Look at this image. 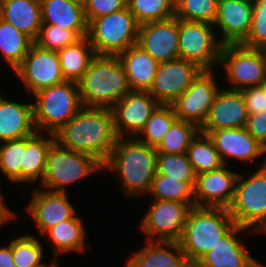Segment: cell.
Returning a JSON list of instances; mask_svg holds the SVG:
<instances>
[{
	"label": "cell",
	"mask_w": 266,
	"mask_h": 267,
	"mask_svg": "<svg viewBox=\"0 0 266 267\" xmlns=\"http://www.w3.org/2000/svg\"><path fill=\"white\" fill-rule=\"evenodd\" d=\"M54 137L60 146L91 155L102 165L119 138L111 109L85 106L55 132Z\"/></svg>",
	"instance_id": "obj_1"
},
{
	"label": "cell",
	"mask_w": 266,
	"mask_h": 267,
	"mask_svg": "<svg viewBox=\"0 0 266 267\" xmlns=\"http://www.w3.org/2000/svg\"><path fill=\"white\" fill-rule=\"evenodd\" d=\"M128 137L118 138L103 169L117 173L126 196L140 197L148 194L156 175L157 152L136 137Z\"/></svg>",
	"instance_id": "obj_2"
},
{
	"label": "cell",
	"mask_w": 266,
	"mask_h": 267,
	"mask_svg": "<svg viewBox=\"0 0 266 267\" xmlns=\"http://www.w3.org/2000/svg\"><path fill=\"white\" fill-rule=\"evenodd\" d=\"M83 106L112 109L131 91L118 56L96 55L77 82Z\"/></svg>",
	"instance_id": "obj_3"
},
{
	"label": "cell",
	"mask_w": 266,
	"mask_h": 267,
	"mask_svg": "<svg viewBox=\"0 0 266 267\" xmlns=\"http://www.w3.org/2000/svg\"><path fill=\"white\" fill-rule=\"evenodd\" d=\"M235 225L226 208L193 207L178 241L189 263L193 266Z\"/></svg>",
	"instance_id": "obj_4"
},
{
	"label": "cell",
	"mask_w": 266,
	"mask_h": 267,
	"mask_svg": "<svg viewBox=\"0 0 266 267\" xmlns=\"http://www.w3.org/2000/svg\"><path fill=\"white\" fill-rule=\"evenodd\" d=\"M34 125L37 132L54 134L83 107L77 82L65 80L35 94Z\"/></svg>",
	"instance_id": "obj_5"
},
{
	"label": "cell",
	"mask_w": 266,
	"mask_h": 267,
	"mask_svg": "<svg viewBox=\"0 0 266 267\" xmlns=\"http://www.w3.org/2000/svg\"><path fill=\"white\" fill-rule=\"evenodd\" d=\"M250 176L239 173L228 211L236 225L262 233L266 227V158Z\"/></svg>",
	"instance_id": "obj_6"
},
{
	"label": "cell",
	"mask_w": 266,
	"mask_h": 267,
	"mask_svg": "<svg viewBox=\"0 0 266 267\" xmlns=\"http://www.w3.org/2000/svg\"><path fill=\"white\" fill-rule=\"evenodd\" d=\"M139 24L128 6L88 23L87 37L96 55L118 56L137 44Z\"/></svg>",
	"instance_id": "obj_7"
},
{
	"label": "cell",
	"mask_w": 266,
	"mask_h": 267,
	"mask_svg": "<svg viewBox=\"0 0 266 267\" xmlns=\"http://www.w3.org/2000/svg\"><path fill=\"white\" fill-rule=\"evenodd\" d=\"M102 169L103 165L93 156L64 148L55 141L48 151L45 174L40 186L49 191L66 192L68 184Z\"/></svg>",
	"instance_id": "obj_8"
},
{
	"label": "cell",
	"mask_w": 266,
	"mask_h": 267,
	"mask_svg": "<svg viewBox=\"0 0 266 267\" xmlns=\"http://www.w3.org/2000/svg\"><path fill=\"white\" fill-rule=\"evenodd\" d=\"M224 66L230 90L241 91L261 86L266 81V61L261 49L242 44H226L221 49L219 65Z\"/></svg>",
	"instance_id": "obj_9"
},
{
	"label": "cell",
	"mask_w": 266,
	"mask_h": 267,
	"mask_svg": "<svg viewBox=\"0 0 266 267\" xmlns=\"http://www.w3.org/2000/svg\"><path fill=\"white\" fill-rule=\"evenodd\" d=\"M215 31L213 24L179 18V58L194 62L203 70L219 65L223 44Z\"/></svg>",
	"instance_id": "obj_10"
},
{
	"label": "cell",
	"mask_w": 266,
	"mask_h": 267,
	"mask_svg": "<svg viewBox=\"0 0 266 267\" xmlns=\"http://www.w3.org/2000/svg\"><path fill=\"white\" fill-rule=\"evenodd\" d=\"M193 207L174 200H153L140 228L149 241H179Z\"/></svg>",
	"instance_id": "obj_11"
},
{
	"label": "cell",
	"mask_w": 266,
	"mask_h": 267,
	"mask_svg": "<svg viewBox=\"0 0 266 267\" xmlns=\"http://www.w3.org/2000/svg\"><path fill=\"white\" fill-rule=\"evenodd\" d=\"M213 70H203L190 87L172 104L179 120L202 127L209 114L210 107L221 89L216 84Z\"/></svg>",
	"instance_id": "obj_12"
},
{
	"label": "cell",
	"mask_w": 266,
	"mask_h": 267,
	"mask_svg": "<svg viewBox=\"0 0 266 267\" xmlns=\"http://www.w3.org/2000/svg\"><path fill=\"white\" fill-rule=\"evenodd\" d=\"M202 71L196 63L181 58L159 63L148 92L160 104L170 105L190 87Z\"/></svg>",
	"instance_id": "obj_13"
},
{
	"label": "cell",
	"mask_w": 266,
	"mask_h": 267,
	"mask_svg": "<svg viewBox=\"0 0 266 267\" xmlns=\"http://www.w3.org/2000/svg\"><path fill=\"white\" fill-rule=\"evenodd\" d=\"M13 71L25 85V89L33 94L65 81L57 52L39 48L35 44Z\"/></svg>",
	"instance_id": "obj_14"
},
{
	"label": "cell",
	"mask_w": 266,
	"mask_h": 267,
	"mask_svg": "<svg viewBox=\"0 0 266 267\" xmlns=\"http://www.w3.org/2000/svg\"><path fill=\"white\" fill-rule=\"evenodd\" d=\"M159 105L148 91H129L111 109L118 137H124L126 133L131 137L138 136Z\"/></svg>",
	"instance_id": "obj_15"
},
{
	"label": "cell",
	"mask_w": 266,
	"mask_h": 267,
	"mask_svg": "<svg viewBox=\"0 0 266 267\" xmlns=\"http://www.w3.org/2000/svg\"><path fill=\"white\" fill-rule=\"evenodd\" d=\"M179 18L139 25L137 44L158 63L179 58Z\"/></svg>",
	"instance_id": "obj_16"
},
{
	"label": "cell",
	"mask_w": 266,
	"mask_h": 267,
	"mask_svg": "<svg viewBox=\"0 0 266 267\" xmlns=\"http://www.w3.org/2000/svg\"><path fill=\"white\" fill-rule=\"evenodd\" d=\"M239 173L221 168L196 175L194 202L196 207L228 209L233 202Z\"/></svg>",
	"instance_id": "obj_17"
},
{
	"label": "cell",
	"mask_w": 266,
	"mask_h": 267,
	"mask_svg": "<svg viewBox=\"0 0 266 267\" xmlns=\"http://www.w3.org/2000/svg\"><path fill=\"white\" fill-rule=\"evenodd\" d=\"M31 198L26 210L42 235L51 227L76 214L74 206L69 202L67 192L36 189Z\"/></svg>",
	"instance_id": "obj_18"
},
{
	"label": "cell",
	"mask_w": 266,
	"mask_h": 267,
	"mask_svg": "<svg viewBox=\"0 0 266 267\" xmlns=\"http://www.w3.org/2000/svg\"><path fill=\"white\" fill-rule=\"evenodd\" d=\"M246 230L235 225L193 267H266L248 253L242 239L238 238L237 235Z\"/></svg>",
	"instance_id": "obj_19"
},
{
	"label": "cell",
	"mask_w": 266,
	"mask_h": 267,
	"mask_svg": "<svg viewBox=\"0 0 266 267\" xmlns=\"http://www.w3.org/2000/svg\"><path fill=\"white\" fill-rule=\"evenodd\" d=\"M247 118L248 113L242 92L228 88L220 89L200 132L208 134L220 129L242 128L245 127Z\"/></svg>",
	"instance_id": "obj_20"
},
{
	"label": "cell",
	"mask_w": 266,
	"mask_h": 267,
	"mask_svg": "<svg viewBox=\"0 0 266 267\" xmlns=\"http://www.w3.org/2000/svg\"><path fill=\"white\" fill-rule=\"evenodd\" d=\"M252 14V3L218 0L217 14L213 26L219 27L222 33L220 42L223 45L241 44L249 35Z\"/></svg>",
	"instance_id": "obj_21"
},
{
	"label": "cell",
	"mask_w": 266,
	"mask_h": 267,
	"mask_svg": "<svg viewBox=\"0 0 266 267\" xmlns=\"http://www.w3.org/2000/svg\"><path fill=\"white\" fill-rule=\"evenodd\" d=\"M208 135L224 165H228L226 160L228 157L248 162L265 154V146L256 140L245 127L220 129L211 131Z\"/></svg>",
	"instance_id": "obj_22"
},
{
	"label": "cell",
	"mask_w": 266,
	"mask_h": 267,
	"mask_svg": "<svg viewBox=\"0 0 266 267\" xmlns=\"http://www.w3.org/2000/svg\"><path fill=\"white\" fill-rule=\"evenodd\" d=\"M146 242L148 243L138 249L124 267H193L179 242L149 240Z\"/></svg>",
	"instance_id": "obj_23"
},
{
	"label": "cell",
	"mask_w": 266,
	"mask_h": 267,
	"mask_svg": "<svg viewBox=\"0 0 266 267\" xmlns=\"http://www.w3.org/2000/svg\"><path fill=\"white\" fill-rule=\"evenodd\" d=\"M36 132L33 103L19 104L0 93V141H10Z\"/></svg>",
	"instance_id": "obj_24"
},
{
	"label": "cell",
	"mask_w": 266,
	"mask_h": 267,
	"mask_svg": "<svg viewBox=\"0 0 266 267\" xmlns=\"http://www.w3.org/2000/svg\"><path fill=\"white\" fill-rule=\"evenodd\" d=\"M40 5L42 24L74 30L81 38L87 36L84 6L69 0H40Z\"/></svg>",
	"instance_id": "obj_25"
},
{
	"label": "cell",
	"mask_w": 266,
	"mask_h": 267,
	"mask_svg": "<svg viewBox=\"0 0 266 267\" xmlns=\"http://www.w3.org/2000/svg\"><path fill=\"white\" fill-rule=\"evenodd\" d=\"M0 18L35 41L42 26L40 0H0Z\"/></svg>",
	"instance_id": "obj_26"
},
{
	"label": "cell",
	"mask_w": 266,
	"mask_h": 267,
	"mask_svg": "<svg viewBox=\"0 0 266 267\" xmlns=\"http://www.w3.org/2000/svg\"><path fill=\"white\" fill-rule=\"evenodd\" d=\"M131 90L148 91L155 78L159 63L138 44L118 55Z\"/></svg>",
	"instance_id": "obj_27"
},
{
	"label": "cell",
	"mask_w": 266,
	"mask_h": 267,
	"mask_svg": "<svg viewBox=\"0 0 266 267\" xmlns=\"http://www.w3.org/2000/svg\"><path fill=\"white\" fill-rule=\"evenodd\" d=\"M48 134L47 138L36 131L33 135L26 136V149L23 152V165L20 169V184L35 183L38 179L42 182L48 151L55 142L54 134Z\"/></svg>",
	"instance_id": "obj_28"
},
{
	"label": "cell",
	"mask_w": 266,
	"mask_h": 267,
	"mask_svg": "<svg viewBox=\"0 0 266 267\" xmlns=\"http://www.w3.org/2000/svg\"><path fill=\"white\" fill-rule=\"evenodd\" d=\"M83 222L76 214L65 221H61L57 225L48 229L43 235H48L53 243L51 251L55 255V263L58 264L56 258L59 254L69 252H82L86 244V230Z\"/></svg>",
	"instance_id": "obj_29"
},
{
	"label": "cell",
	"mask_w": 266,
	"mask_h": 267,
	"mask_svg": "<svg viewBox=\"0 0 266 267\" xmlns=\"http://www.w3.org/2000/svg\"><path fill=\"white\" fill-rule=\"evenodd\" d=\"M65 80L78 82L96 56L87 36L57 51Z\"/></svg>",
	"instance_id": "obj_30"
},
{
	"label": "cell",
	"mask_w": 266,
	"mask_h": 267,
	"mask_svg": "<svg viewBox=\"0 0 266 267\" xmlns=\"http://www.w3.org/2000/svg\"><path fill=\"white\" fill-rule=\"evenodd\" d=\"M34 41L0 18V56L14 70L29 52Z\"/></svg>",
	"instance_id": "obj_31"
},
{
	"label": "cell",
	"mask_w": 266,
	"mask_h": 267,
	"mask_svg": "<svg viewBox=\"0 0 266 267\" xmlns=\"http://www.w3.org/2000/svg\"><path fill=\"white\" fill-rule=\"evenodd\" d=\"M186 154L196 175L219 169L224 165L212 139L200 131L191 140Z\"/></svg>",
	"instance_id": "obj_32"
},
{
	"label": "cell",
	"mask_w": 266,
	"mask_h": 267,
	"mask_svg": "<svg viewBox=\"0 0 266 267\" xmlns=\"http://www.w3.org/2000/svg\"><path fill=\"white\" fill-rule=\"evenodd\" d=\"M194 185L195 181H181L156 172L148 193L154 200H174L195 207Z\"/></svg>",
	"instance_id": "obj_33"
},
{
	"label": "cell",
	"mask_w": 266,
	"mask_h": 267,
	"mask_svg": "<svg viewBox=\"0 0 266 267\" xmlns=\"http://www.w3.org/2000/svg\"><path fill=\"white\" fill-rule=\"evenodd\" d=\"M177 119V115L171 105L160 104L151 114L145 127L136 138L149 146L156 147Z\"/></svg>",
	"instance_id": "obj_34"
},
{
	"label": "cell",
	"mask_w": 266,
	"mask_h": 267,
	"mask_svg": "<svg viewBox=\"0 0 266 267\" xmlns=\"http://www.w3.org/2000/svg\"><path fill=\"white\" fill-rule=\"evenodd\" d=\"M12 255L16 267H59L55 261H51L48 266L43 263L42 244L32 235L12 238Z\"/></svg>",
	"instance_id": "obj_35"
},
{
	"label": "cell",
	"mask_w": 266,
	"mask_h": 267,
	"mask_svg": "<svg viewBox=\"0 0 266 267\" xmlns=\"http://www.w3.org/2000/svg\"><path fill=\"white\" fill-rule=\"evenodd\" d=\"M199 131L195 124L177 119L155 150L157 153L166 154L187 153L191 140Z\"/></svg>",
	"instance_id": "obj_36"
},
{
	"label": "cell",
	"mask_w": 266,
	"mask_h": 267,
	"mask_svg": "<svg viewBox=\"0 0 266 267\" xmlns=\"http://www.w3.org/2000/svg\"><path fill=\"white\" fill-rule=\"evenodd\" d=\"M127 6L141 25L174 17L175 0H127Z\"/></svg>",
	"instance_id": "obj_37"
},
{
	"label": "cell",
	"mask_w": 266,
	"mask_h": 267,
	"mask_svg": "<svg viewBox=\"0 0 266 267\" xmlns=\"http://www.w3.org/2000/svg\"><path fill=\"white\" fill-rule=\"evenodd\" d=\"M0 172L14 183H20V169L23 165V152L26 149V136L0 144Z\"/></svg>",
	"instance_id": "obj_38"
},
{
	"label": "cell",
	"mask_w": 266,
	"mask_h": 267,
	"mask_svg": "<svg viewBox=\"0 0 266 267\" xmlns=\"http://www.w3.org/2000/svg\"><path fill=\"white\" fill-rule=\"evenodd\" d=\"M218 0H175L174 16L186 21L214 24Z\"/></svg>",
	"instance_id": "obj_39"
},
{
	"label": "cell",
	"mask_w": 266,
	"mask_h": 267,
	"mask_svg": "<svg viewBox=\"0 0 266 267\" xmlns=\"http://www.w3.org/2000/svg\"><path fill=\"white\" fill-rule=\"evenodd\" d=\"M157 173L181 181H196V173L186 153H157Z\"/></svg>",
	"instance_id": "obj_40"
},
{
	"label": "cell",
	"mask_w": 266,
	"mask_h": 267,
	"mask_svg": "<svg viewBox=\"0 0 266 267\" xmlns=\"http://www.w3.org/2000/svg\"><path fill=\"white\" fill-rule=\"evenodd\" d=\"M79 39L81 37L74 30L42 24L34 44L39 48L57 52L68 45L74 44Z\"/></svg>",
	"instance_id": "obj_41"
},
{
	"label": "cell",
	"mask_w": 266,
	"mask_h": 267,
	"mask_svg": "<svg viewBox=\"0 0 266 267\" xmlns=\"http://www.w3.org/2000/svg\"><path fill=\"white\" fill-rule=\"evenodd\" d=\"M241 44L252 49L266 47V0L254 2L251 29Z\"/></svg>",
	"instance_id": "obj_42"
},
{
	"label": "cell",
	"mask_w": 266,
	"mask_h": 267,
	"mask_svg": "<svg viewBox=\"0 0 266 267\" xmlns=\"http://www.w3.org/2000/svg\"><path fill=\"white\" fill-rule=\"evenodd\" d=\"M127 6V0H87L84 13L87 23L92 19L119 11Z\"/></svg>",
	"instance_id": "obj_43"
},
{
	"label": "cell",
	"mask_w": 266,
	"mask_h": 267,
	"mask_svg": "<svg viewBox=\"0 0 266 267\" xmlns=\"http://www.w3.org/2000/svg\"><path fill=\"white\" fill-rule=\"evenodd\" d=\"M246 103L248 114H255L266 110V93L264 83L261 86L241 90Z\"/></svg>",
	"instance_id": "obj_44"
},
{
	"label": "cell",
	"mask_w": 266,
	"mask_h": 267,
	"mask_svg": "<svg viewBox=\"0 0 266 267\" xmlns=\"http://www.w3.org/2000/svg\"><path fill=\"white\" fill-rule=\"evenodd\" d=\"M245 129L266 147V110L248 114Z\"/></svg>",
	"instance_id": "obj_45"
},
{
	"label": "cell",
	"mask_w": 266,
	"mask_h": 267,
	"mask_svg": "<svg viewBox=\"0 0 266 267\" xmlns=\"http://www.w3.org/2000/svg\"><path fill=\"white\" fill-rule=\"evenodd\" d=\"M0 267H16L12 255V240L9 246L0 247Z\"/></svg>",
	"instance_id": "obj_46"
},
{
	"label": "cell",
	"mask_w": 266,
	"mask_h": 267,
	"mask_svg": "<svg viewBox=\"0 0 266 267\" xmlns=\"http://www.w3.org/2000/svg\"><path fill=\"white\" fill-rule=\"evenodd\" d=\"M16 218L17 215L7 207L0 193V228L4 226L5 223L8 224V222L10 223L11 220Z\"/></svg>",
	"instance_id": "obj_47"
},
{
	"label": "cell",
	"mask_w": 266,
	"mask_h": 267,
	"mask_svg": "<svg viewBox=\"0 0 266 267\" xmlns=\"http://www.w3.org/2000/svg\"><path fill=\"white\" fill-rule=\"evenodd\" d=\"M69 1L75 2V3H77V4L81 5V6H84L86 4L87 0H69Z\"/></svg>",
	"instance_id": "obj_48"
},
{
	"label": "cell",
	"mask_w": 266,
	"mask_h": 267,
	"mask_svg": "<svg viewBox=\"0 0 266 267\" xmlns=\"http://www.w3.org/2000/svg\"><path fill=\"white\" fill-rule=\"evenodd\" d=\"M236 1H242V2H246V3H252V4H254V2L256 0H236Z\"/></svg>",
	"instance_id": "obj_49"
},
{
	"label": "cell",
	"mask_w": 266,
	"mask_h": 267,
	"mask_svg": "<svg viewBox=\"0 0 266 267\" xmlns=\"http://www.w3.org/2000/svg\"><path fill=\"white\" fill-rule=\"evenodd\" d=\"M261 50H262V52H263V54H264L265 61H266V47L262 48Z\"/></svg>",
	"instance_id": "obj_50"
},
{
	"label": "cell",
	"mask_w": 266,
	"mask_h": 267,
	"mask_svg": "<svg viewBox=\"0 0 266 267\" xmlns=\"http://www.w3.org/2000/svg\"><path fill=\"white\" fill-rule=\"evenodd\" d=\"M264 92L266 93V81L264 82Z\"/></svg>",
	"instance_id": "obj_51"
}]
</instances>
